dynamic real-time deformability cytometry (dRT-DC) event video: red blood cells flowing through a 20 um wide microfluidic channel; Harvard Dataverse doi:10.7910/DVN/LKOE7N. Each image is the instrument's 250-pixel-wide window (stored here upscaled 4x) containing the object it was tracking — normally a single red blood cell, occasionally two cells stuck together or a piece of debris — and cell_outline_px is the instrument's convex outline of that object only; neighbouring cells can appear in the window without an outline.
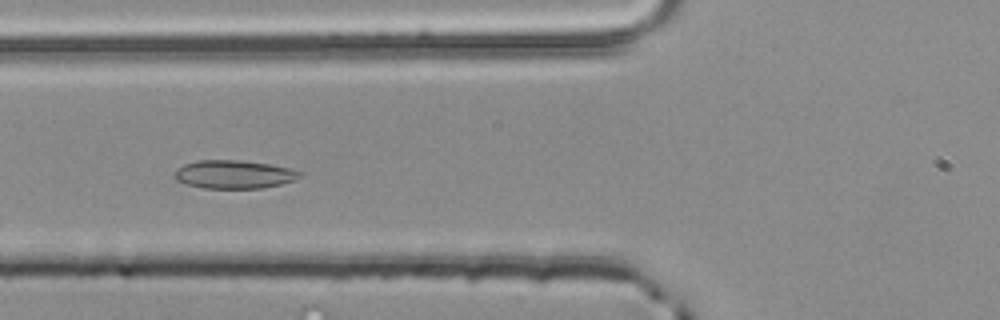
{"species": "common noctule bat (a hibernating species)", "species_latin": "Nyctalus noctula", "temperature_condition": "room temperature", "stored_images_in_passage": 52, "camera_frame_rate_fps": 3000, "um_per_image_px": 0.085, "animal": {"sex": "male", "body_mass_g": 20.4}, "frame": {"image": 1, "passage_image": 20, "time_ms": 6.333, "image_size_px": [1000, 320], "cell_outline_px": [[300, 176], [292, 180], [280, 184], [264, 188], [204, 188], [188, 184], [176, 180], [172, 172], [176, 168], [184, 164], [196, 160], [240, 160], [268, 164], [288, 168], [300, 172]], "centroid_in_image_um": [19.8, 14.81], "position_along_channel_um": 106.0, "area_um2": 20.52}}
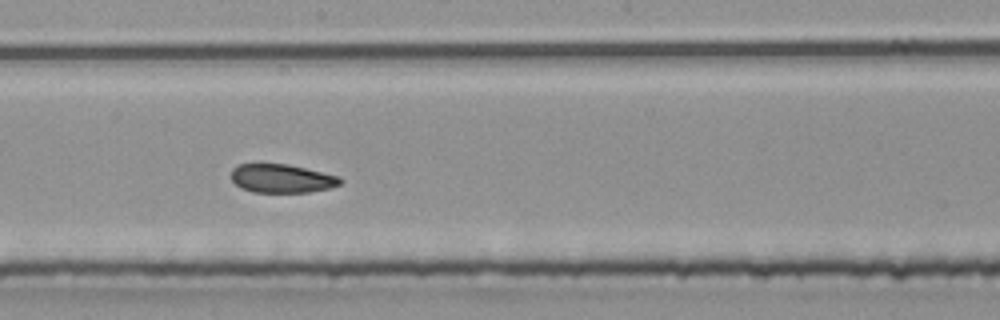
{"frame": {"image": 2, "passage_image": 29, "time_ms": 9.333, "image_size_px": [1000, 320], "cell_outline_px": [[344, 180], [340, 184], [328, 188], [308, 192], [252, 192], [240, 188], [232, 180], [232, 168], [236, 164], [260, 160], [288, 164], [340, 176]], "centroid_in_image_um": [23.88, 15.11], "position_along_channel_um": 224.3, "area_um2": 18.96}}
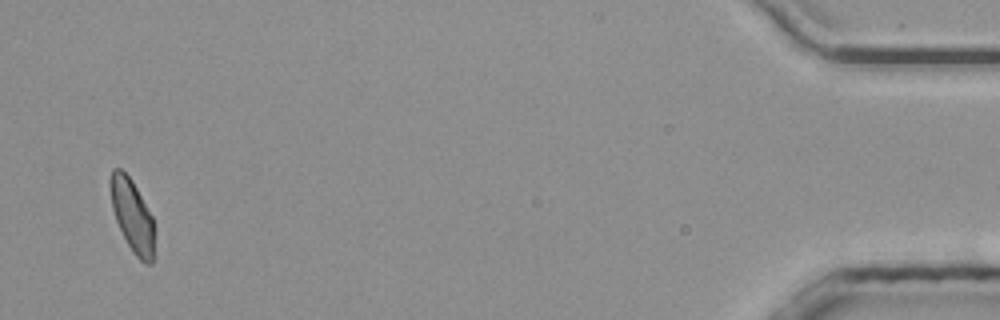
{"frame": {"image": 3, "passage_image": 51, "time_ms": 16.667, "image_size_px": [1000, 320], "cell_outline_px": [[152, 264], [144, 264], [136, 256], [128, 244], [116, 220], [112, 208], [108, 184], [108, 180], [112, 168], [120, 168], [132, 180], [152, 216]], "centroid_in_image_um": [11.18, 18.25], "position_along_channel_um": 424.0, "area_um2": 18.26}, "authors_computed_cell_mechanics": {"area_um2": 19.652, "velocity_mm_per_s": 3.9361, "shape_relaxation_time_tau1_ms": 5.4916, "shape_relaxation_time_tau2_ms": 2.0373, "deformation_change_tau1": 0.1064, "deformation_change_tau2": 0.0743}}